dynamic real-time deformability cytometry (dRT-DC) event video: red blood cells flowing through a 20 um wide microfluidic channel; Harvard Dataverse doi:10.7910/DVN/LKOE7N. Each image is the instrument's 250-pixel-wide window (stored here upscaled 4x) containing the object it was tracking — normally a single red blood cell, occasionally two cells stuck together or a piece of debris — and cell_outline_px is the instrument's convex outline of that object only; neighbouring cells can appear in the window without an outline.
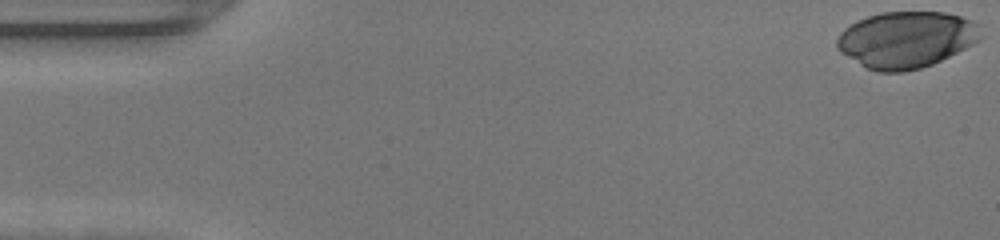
{"species": "human", "species_latin": "Homo sapiens", "temperature_condition": "warm", "stored_images_in_passage": 48, "camera_frame_rate_fps": 3000, "um_per_image_px": 0.085, "donor": {"sex": "female"}, "frame": {"image": 1, "passage_image": 1, "time_ms": 0.0, "image_size_px": [1000, 240], "cell_outline_px": [[980, 40], [932, 64], [920, 68], [904, 72], [876, 72], [860, 64], [840, 52], [836, 48], [836, 40], [840, 32], [844, 28], [868, 16], [880, 12], [944, 12], [960, 16], [972, 20], [976, 24], [980, 36]], "centroid_in_image_um": [76.99, 3.37], "position_along_channel_um": 8.0, "area_um2": 46.93}}
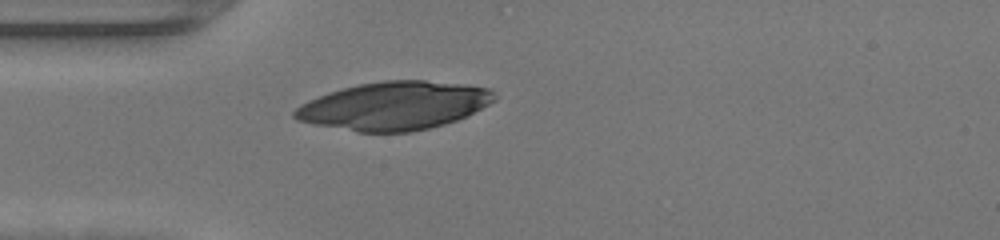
{"frame": {"image": 2, "passage_image": 14, "time_ms": 4.333, "image_size_px": [1000, 240], "cell_outline_px": [[496, 100], [468, 116], [444, 124], [412, 132], [356, 132], [312, 124], [296, 120], [292, 116], [292, 112], [300, 104], [308, 100], [328, 92], [360, 84], [384, 80], [424, 80], [460, 84], [492, 88], [496, 92]], "centroid_in_image_um": [33.51, 8.99], "position_along_channel_um": 51.5, "area_um2": 56.36}}
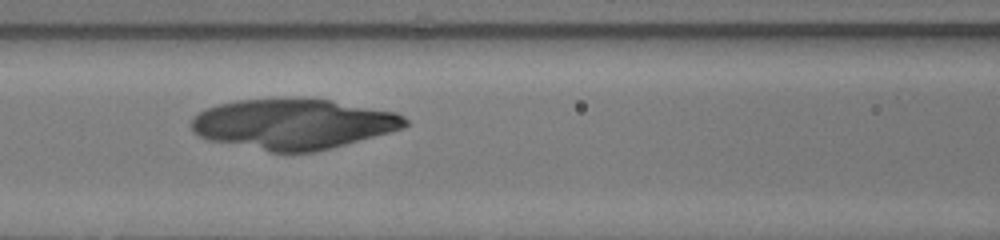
{"frame": {"image": 3, "passage_image": 21, "time_ms": 6.667, "image_size_px": [1000, 240], "cell_outline_px": [[408, 124], [404, 128], [316, 152], [268, 152], [208, 140], [192, 132], [192, 120], [200, 112], [208, 108], [220, 104], [236, 100], [328, 100], [396, 112], [404, 116], [408, 120]], "centroid_in_image_um": [24.93, 10.57], "position_along_channel_um": 141.7, "area_um2": 61.79}}